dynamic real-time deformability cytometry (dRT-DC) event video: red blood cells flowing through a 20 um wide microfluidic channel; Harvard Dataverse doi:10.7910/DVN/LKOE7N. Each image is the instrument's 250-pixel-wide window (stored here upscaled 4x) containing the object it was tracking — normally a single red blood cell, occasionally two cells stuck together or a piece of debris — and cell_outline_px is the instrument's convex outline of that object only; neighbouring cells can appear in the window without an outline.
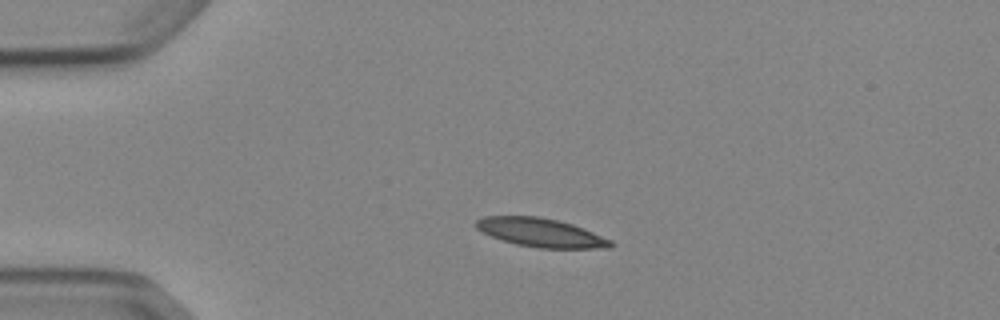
{"species": "Egyptian fruit bat (a non-hibernating species)", "species_latin": "Rousettus aegyptiacus", "temperature_condition": "cold", "stored_images_in_passage": 4, "camera_frame_rate_fps": 3000, "um_per_image_px": 0.085, "animal": {"sex": "female"}, "frame": {"image": 1, "passage_image": 3, "time_ms": 2.333, "image_size_px": [1000, 320], "cell_outline_px": [[616, 244], [612, 248], [540, 248], [516, 244], [492, 236], [476, 228], [476, 220], [484, 216], [540, 216], [572, 224], [584, 228], [612, 240]], "centroid_in_image_um": [46.03, 19.77], "position_along_channel_um": 39.0, "area_um2": 22.43}}